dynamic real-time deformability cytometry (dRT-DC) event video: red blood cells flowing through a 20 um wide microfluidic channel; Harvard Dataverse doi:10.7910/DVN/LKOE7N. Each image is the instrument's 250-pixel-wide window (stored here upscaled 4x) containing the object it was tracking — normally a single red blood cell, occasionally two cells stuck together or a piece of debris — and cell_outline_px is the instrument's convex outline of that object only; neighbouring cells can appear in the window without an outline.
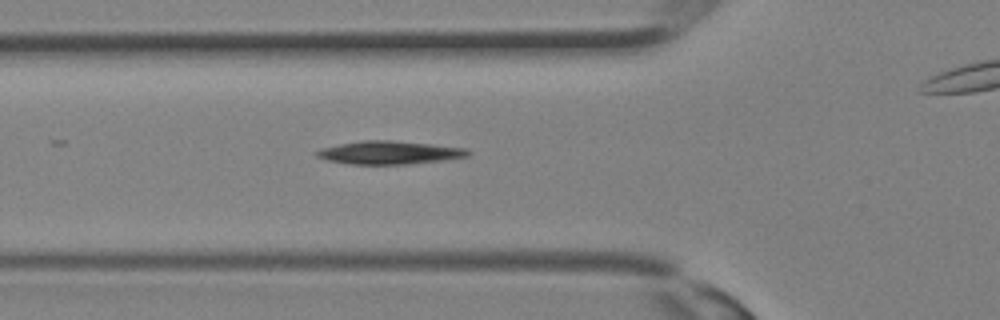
{"species": "Egyptian fruit bat (a non-hibernating species)", "species_latin": "Rousettus aegyptiacus", "temperature_condition": "room temperature", "stored_images_in_passage": 18, "camera_frame_rate_fps": 3000, "um_per_image_px": 0.085, "animal": {"sex": "female"}, "frame": {"image": 1, "passage_image": 6, "time_ms": 1.667, "image_size_px": [1000, 320], "cell_outline_px": [[472, 152], [468, 156], [440, 160], [408, 164], [348, 164], [328, 160], [316, 156], [316, 152], [324, 148], [340, 144], [364, 140], [392, 140], [432, 144], [468, 148]], "centroid_in_image_um": [33.14, 12.96], "position_along_channel_um": 92.7, "area_um2": 20.23}}
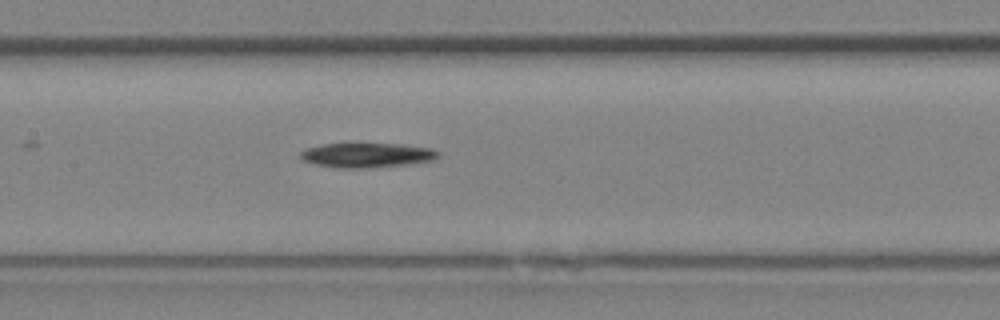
{"frame": {"image": 2, "passage_image": 10, "time_ms": 3.0, "image_size_px": [1000, 320], "cell_outline_px": [[440, 156], [432, 160], [404, 164], [368, 168], [340, 168], [316, 164], [304, 160], [300, 156], [300, 152], [308, 148], [324, 144], [400, 144], [432, 148], [440, 152]], "centroid_in_image_um": [31.22, 13.19], "position_along_channel_um": 176.2, "area_um2": 19.42}}
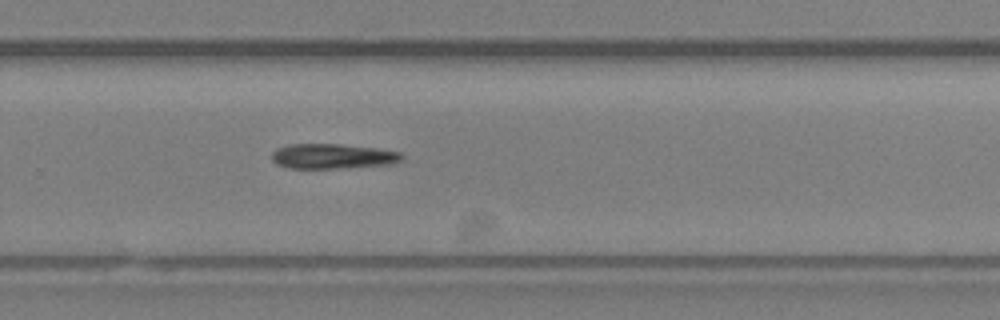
{"frame": {"image": 3, "passage_image": 16, "time_ms": 5.0, "image_size_px": [1000, 320], "cell_outline_px": [[404, 160], [392, 164], [336, 168], [288, 168], [276, 164], [272, 160], [272, 152], [276, 148], [288, 144], [340, 144], [380, 148], [400, 152], [404, 156]], "centroid_in_image_um": [28.29, 13.27], "position_along_channel_um": 301.5, "area_um2": 19.13}}